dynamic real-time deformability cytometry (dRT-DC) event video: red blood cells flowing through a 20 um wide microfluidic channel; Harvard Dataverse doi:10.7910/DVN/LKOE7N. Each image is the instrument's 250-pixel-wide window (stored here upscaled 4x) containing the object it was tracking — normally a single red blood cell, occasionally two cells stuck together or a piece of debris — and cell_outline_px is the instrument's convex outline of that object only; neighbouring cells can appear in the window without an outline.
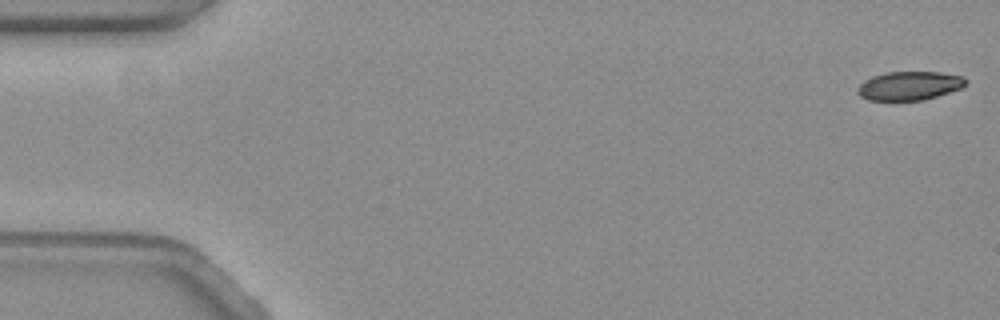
{"species": "common noctule bat (a hibernating species)", "species_latin": "Nyctalus noctula", "temperature_condition": "warm", "stored_images_in_passage": 59, "camera_frame_rate_fps": 3000, "um_per_image_px": 0.085, "animal": {"sex": "female", "body_mass_g": 19.3, "forearm_length_mm": 54.1}, "frame": {"image": 1, "passage_image": 1, "time_ms": 0.0, "image_size_px": [1000, 320], "cell_outline_px": [[968, 84], [960, 88], [924, 100], [868, 100], [860, 96], [856, 92], [856, 88], [864, 80], [872, 76], [888, 72], [940, 72], [964, 76], [968, 80]], "centroid_in_image_um": [77.3, 7.28], "position_along_channel_um": 7.7, "area_um2": 18.21}}
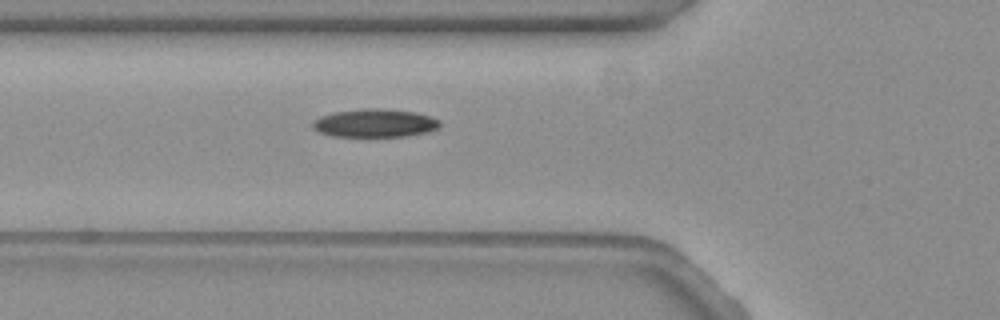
{"frame": {"image": 2, "passage_image": 21, "time_ms": 6.667, "image_size_px": [1000, 320], "cell_outline_px": [[440, 124], [436, 128], [428, 132], [408, 136], [332, 136], [320, 132], [312, 128], [312, 120], [320, 116], [332, 112], [364, 108], [384, 108], [416, 112], [432, 116], [440, 120]], "centroid_in_image_um": [31.85, 10.45], "position_along_channel_um": 93.9, "area_um2": 21.15}}
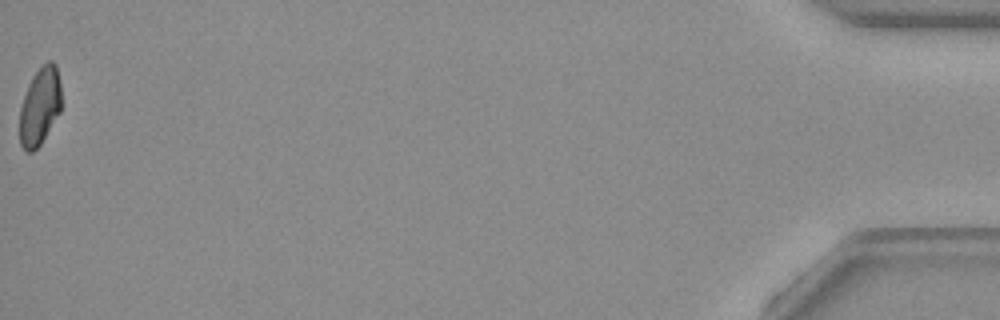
{"frame": {"image": 3, "passage_image": 59, "time_ms": 19.333, "image_size_px": [1000, 320], "cell_outline_px": [[60, 112], [40, 144], [32, 152], [28, 152], [20, 144], [20, 108], [28, 84], [32, 76], [48, 60], [52, 60], [56, 64], [60, 80]], "centroid_in_image_um": [3.39, 9.01], "position_along_channel_um": 431.8, "area_um2": 18.67}, "authors_computed_cell_mechanics": {"area_um2": 20.23, "velocity_mm_per_s": 3.5058, "shape_relaxation_time_tau1_ms": 4.5635, "shape_relaxation_time_tau2_ms": null, "deformation_change_tau1": 0.1745, "deformation_change_tau2": null}}